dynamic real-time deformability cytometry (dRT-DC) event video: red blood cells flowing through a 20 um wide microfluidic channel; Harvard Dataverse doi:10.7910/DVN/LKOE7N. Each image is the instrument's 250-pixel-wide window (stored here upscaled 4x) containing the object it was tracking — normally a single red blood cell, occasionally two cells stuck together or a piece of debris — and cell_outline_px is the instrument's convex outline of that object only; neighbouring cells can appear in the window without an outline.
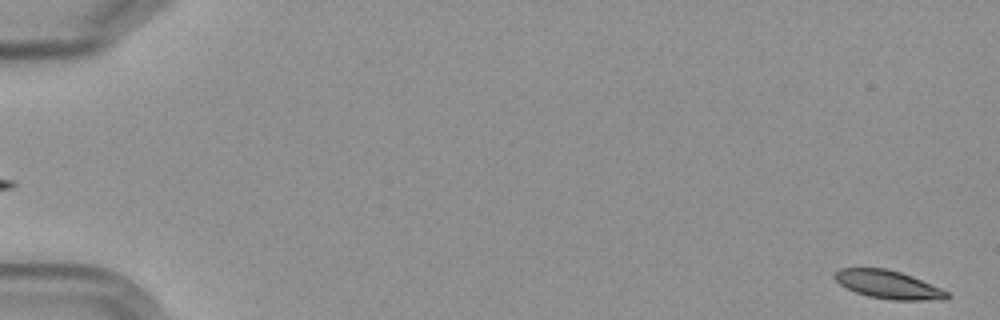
{"species": "Egyptian fruit bat (a non-hibernating species)", "species_latin": "Rousettus aegyptiacus", "temperature_condition": "cold", "stored_images_in_passage": 4, "segment_of_instrument_passage": [2, 2], "camera_frame_rate_fps": 3000, "um_per_image_px": 0.085, "frame": {"image": 1, "passage_image": 4, "time_ms": 4.333, "image_size_px": [1000, 320], "cell_outline_px": [[948, 296], [944, 300], [892, 300], [868, 296], [856, 292], [840, 284], [832, 276], [840, 268], [884, 268], [900, 272], [912, 276], [940, 288], [948, 292]], "centroid_in_image_um": [75.49, 24.19], "position_along_channel_um": 9.5, "area_um2": 18.26}}